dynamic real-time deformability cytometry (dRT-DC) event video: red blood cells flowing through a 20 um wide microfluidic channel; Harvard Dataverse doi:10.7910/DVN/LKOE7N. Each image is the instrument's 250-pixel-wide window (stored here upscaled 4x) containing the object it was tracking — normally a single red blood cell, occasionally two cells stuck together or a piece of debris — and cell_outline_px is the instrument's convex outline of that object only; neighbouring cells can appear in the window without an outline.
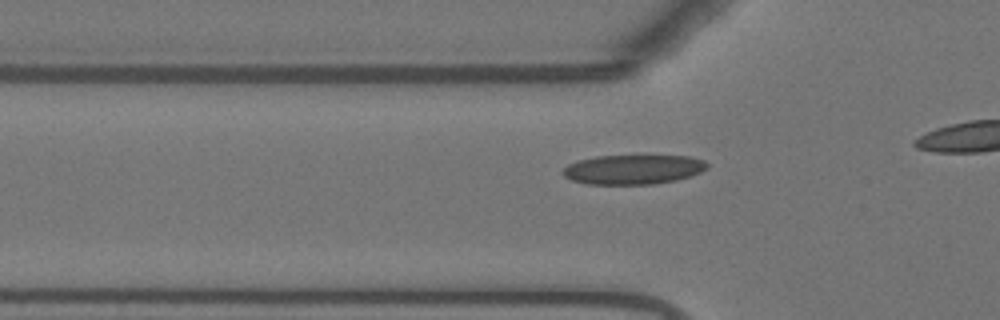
{"species": "Egyptian fruit bat (a non-hibernating species)", "species_latin": "Rousettus aegyptiacus", "temperature_condition": "warm", "stored_images_in_passage": 10, "camera_frame_rate_fps": 3000, "um_per_image_px": 0.085, "animal": {"sex": "female"}, "frame": {"image": 1, "passage_image": 4, "time_ms": 1.0, "image_size_px": [1000, 320], "cell_outline_px": [[708, 168], [700, 172], [676, 180], [652, 184], [588, 184], [572, 180], [564, 176], [564, 168], [568, 164], [576, 160], [596, 156], [688, 156], [704, 160], [708, 164]], "centroid_in_image_um": [53.81, 14.4], "position_along_channel_um": 72.0, "area_um2": 24.68}}
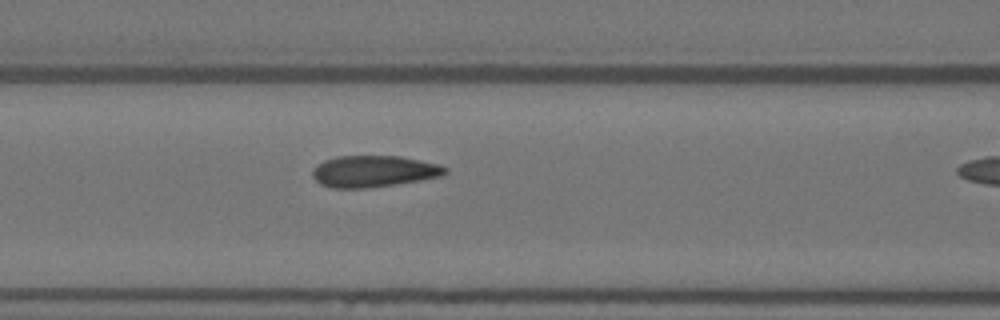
{"frame": {"image": 2, "passage_image": 9, "time_ms": 2.667, "image_size_px": [1000, 320], "cell_outline_px": [[448, 172], [440, 176], [396, 184], [368, 188], [332, 188], [320, 184], [312, 176], [312, 168], [316, 164], [324, 160], [336, 156], [400, 156], [440, 164], [448, 168]], "centroid_in_image_um": [31.73, 14.55], "position_along_channel_um": 134.9, "area_um2": 24.51}}